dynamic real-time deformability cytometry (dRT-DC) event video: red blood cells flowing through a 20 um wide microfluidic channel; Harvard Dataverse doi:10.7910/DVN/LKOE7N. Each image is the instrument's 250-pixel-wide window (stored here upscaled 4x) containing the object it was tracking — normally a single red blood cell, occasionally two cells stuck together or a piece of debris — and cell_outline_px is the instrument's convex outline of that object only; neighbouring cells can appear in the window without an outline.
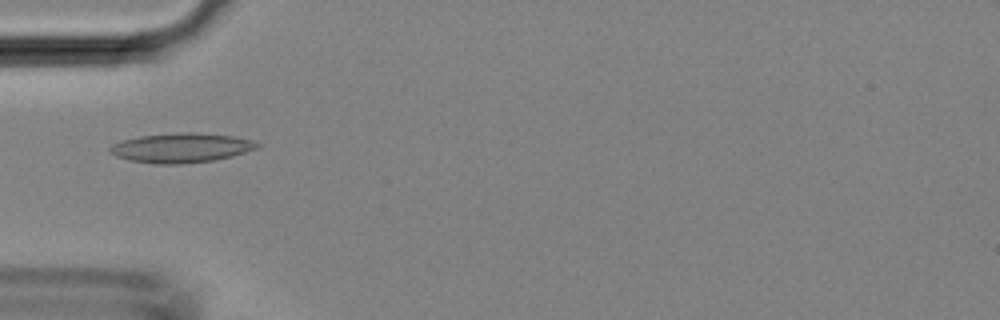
{"species": "Egyptian fruit bat (a non-hibernating species)", "species_latin": "Rousettus aegyptiacus", "temperature_condition": "room temperature", "stored_images_in_passage": 27, "camera_frame_rate_fps": 3000, "um_per_image_px": 0.085, "animal": {"sex": "female"}, "frame": {"image": 1, "passage_image": 14, "time_ms": 4.333, "image_size_px": [1000, 320], "cell_outline_px": [[260, 148], [232, 156], [212, 160], [180, 164], [152, 164], [128, 160], [116, 156], [108, 152], [108, 148], [112, 144], [124, 140], [140, 136], [184, 132], [196, 132], [232, 136], [252, 140], [260, 144]], "centroid_in_image_um": [15.39, 12.57], "position_along_channel_um": 69.6, "area_um2": 25.37}}
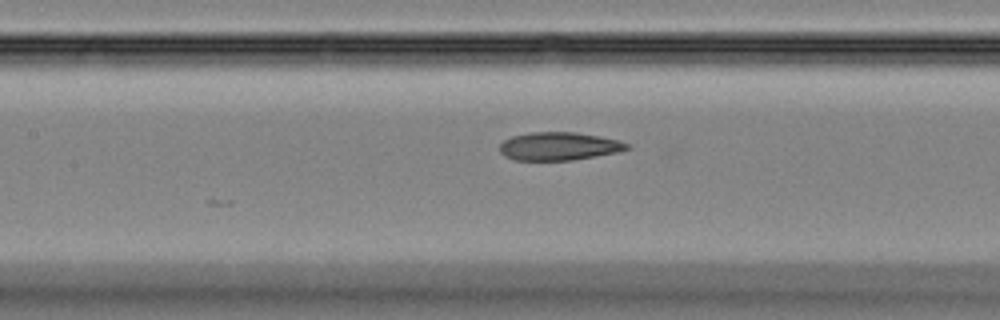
{"frame": {"image": 2, "passage_image": 20, "time_ms": 6.333, "image_size_px": [1000, 320], "cell_outline_px": [[632, 148], [620, 152], [572, 160], [512, 160], [504, 156], [500, 152], [500, 144], [504, 140], [512, 136], [532, 132], [576, 132], [600, 136], [620, 140], [632, 144]], "centroid_in_image_um": [47.57, 12.43], "position_along_channel_um": 159.8, "area_um2": 21.15}}
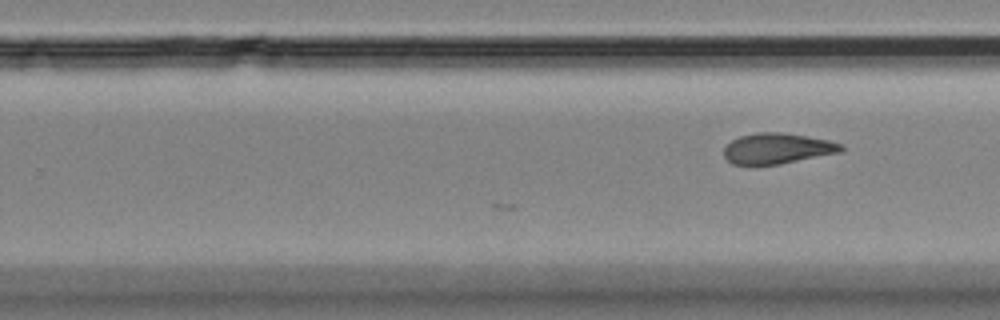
{"frame": {"image": 3, "passage_image": 27, "time_ms": 8.667, "image_size_px": [1000, 320], "cell_outline_px": [[844, 152], [780, 164], [752, 168], [732, 164], [724, 156], [724, 148], [732, 140], [740, 136], [756, 132], [780, 132], [808, 136], [828, 140], [844, 144]], "centroid_in_image_um": [66.07, 12.66], "position_along_channel_um": 263.7, "area_um2": 21.73}}